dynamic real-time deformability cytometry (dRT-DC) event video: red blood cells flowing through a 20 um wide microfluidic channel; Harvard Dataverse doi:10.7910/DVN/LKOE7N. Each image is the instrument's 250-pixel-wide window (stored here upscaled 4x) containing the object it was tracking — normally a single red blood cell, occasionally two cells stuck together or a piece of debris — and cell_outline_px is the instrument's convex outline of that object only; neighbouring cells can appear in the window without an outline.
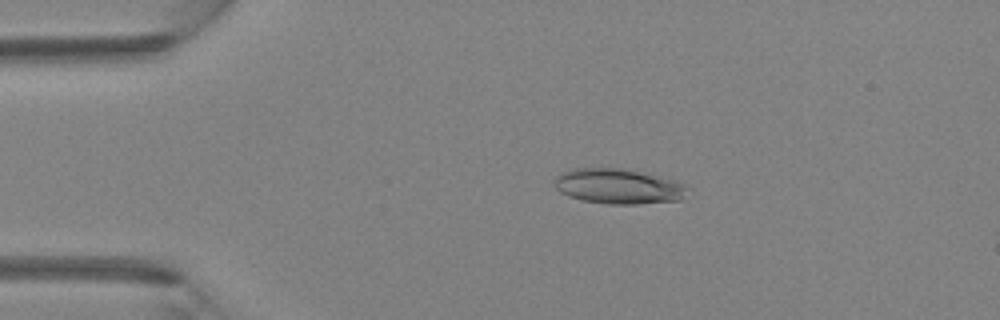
{"species": "Egyptian fruit bat (a non-hibernating species)", "species_latin": "Rousettus aegyptiacus", "temperature_condition": "room temperature", "stored_images_in_passage": 5, "camera_frame_rate_fps": 3000, "um_per_image_px": 0.085, "animal": {"sex": "female"}, "frame": {"image": 1, "passage_image": 3, "time_ms": 0.667, "image_size_px": [1000, 320], "cell_outline_px": [[692, 188], [680, 200], [636, 204], [608, 204], [580, 200], [568, 196], [560, 192], [556, 188], [552, 180], [560, 172], [572, 168], [628, 168], [676, 180], [688, 184]], "centroid_in_image_um": [52.59, 15.82], "position_along_channel_um": 32.4, "area_um2": 27.98}}